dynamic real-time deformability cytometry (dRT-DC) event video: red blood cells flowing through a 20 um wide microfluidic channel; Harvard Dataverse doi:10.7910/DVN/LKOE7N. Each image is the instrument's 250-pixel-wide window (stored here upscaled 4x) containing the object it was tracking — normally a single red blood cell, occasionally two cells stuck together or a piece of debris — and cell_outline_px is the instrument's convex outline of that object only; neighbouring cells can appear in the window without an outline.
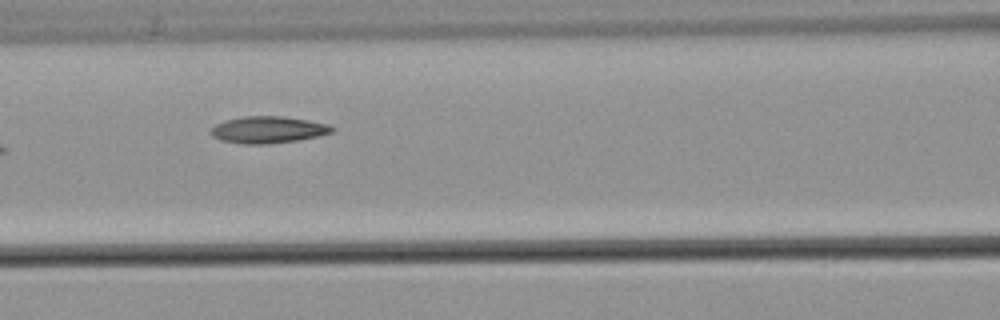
{"species": "common noctule bat (a hibernating species)", "species_latin": "Nyctalus noctula", "temperature_condition": "warm", "stored_images_in_passage": 8, "camera_frame_rate_fps": 3000, "um_per_image_px": 0.085, "animal": {"sex": "male", "body_mass_g": 21.5, "forearm_length_mm": 52.0}, "frame": {"image": 1, "passage_image": 4, "time_ms": 3.667, "image_size_px": [1000, 320], "cell_outline_px": [[336, 128], [332, 132], [316, 136], [296, 140], [268, 144], [244, 144], [220, 140], [212, 136], [208, 132], [216, 124], [228, 120], [244, 116], [280, 116], [308, 120], [328, 124]], "centroid_in_image_um": [22.76, 11.03], "position_along_channel_um": 143.8, "area_um2": 18.79}}